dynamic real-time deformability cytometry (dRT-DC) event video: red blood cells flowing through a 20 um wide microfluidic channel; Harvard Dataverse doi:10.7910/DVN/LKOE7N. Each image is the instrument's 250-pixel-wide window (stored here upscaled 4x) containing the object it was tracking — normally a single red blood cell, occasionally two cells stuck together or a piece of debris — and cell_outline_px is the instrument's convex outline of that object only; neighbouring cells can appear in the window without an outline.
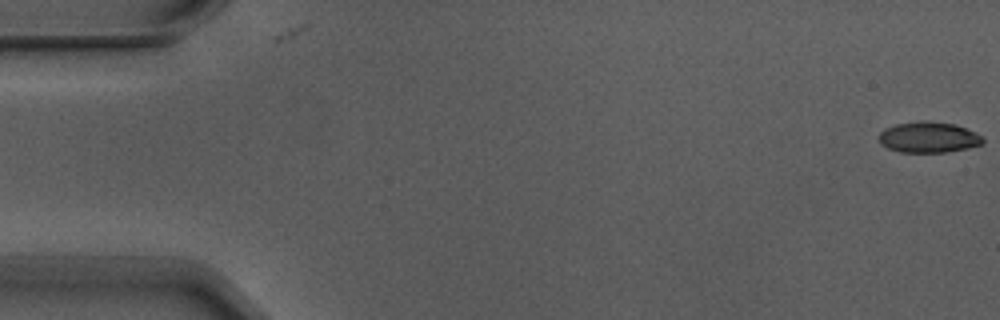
{"species": "Egyptian fruit bat (a non-hibernating species)", "species_latin": "Rousettus aegyptiacus", "temperature_condition": "warm", "stored_images_in_passage": 5, "camera_frame_rate_fps": 3000, "um_per_image_px": 0.085, "animal": {"sex": "male"}, "frame": {"image": 1, "passage_image": 1, "time_ms": 0.0, "image_size_px": [1000, 320], "cell_outline_px": [[984, 140], [980, 144], [968, 148], [948, 152], [900, 152], [888, 148], [880, 144], [880, 132], [884, 128], [896, 124], [920, 120], [924, 120], [956, 124], [976, 132]], "centroid_in_image_um": [78.92, 11.66], "position_along_channel_um": 6.1, "area_um2": 18.73}}